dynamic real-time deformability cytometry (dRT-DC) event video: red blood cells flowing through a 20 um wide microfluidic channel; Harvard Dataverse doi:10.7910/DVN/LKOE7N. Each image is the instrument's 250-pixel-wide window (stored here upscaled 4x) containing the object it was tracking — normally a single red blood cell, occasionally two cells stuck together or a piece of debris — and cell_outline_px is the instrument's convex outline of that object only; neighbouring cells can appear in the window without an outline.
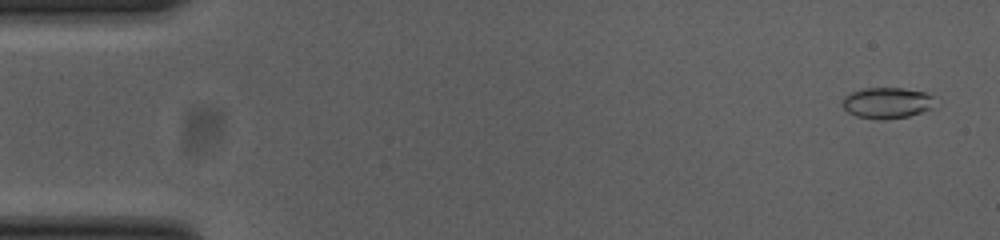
{"species": "common noctule bat (a hibernating species)", "species_latin": "Nyctalus noctula", "temperature_condition": "cold", "stored_images_in_passage": 55, "camera_frame_rate_fps": 3000, "um_per_image_px": 0.085, "animal": {"sex": "female", "body_mass_g": 23.0, "forearm_length_mm": 53.4}, "frame": {"image": 1, "passage_image": 2, "time_ms": 0.333, "image_size_px": [1000, 240], "cell_outline_px": [[932, 108], [908, 116], [884, 120], [880, 120], [856, 116], [848, 112], [840, 104], [844, 96], [852, 92], [864, 88], [904, 88], [924, 92], [932, 96]], "centroid_in_image_um": [75.33, 8.75], "position_along_channel_um": 9.7, "area_um2": 16.65}}
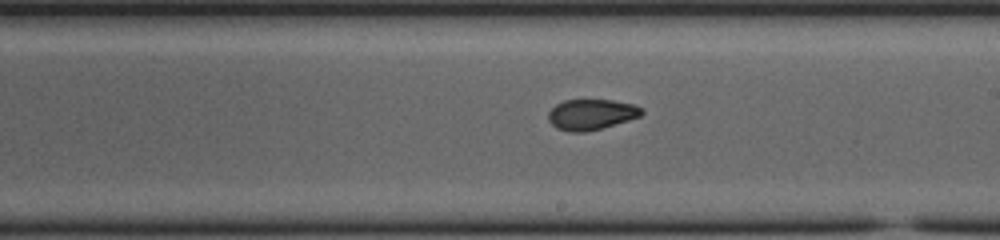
{"frame": {"image": 2, "passage_image": 31, "time_ms": 10.0, "image_size_px": [1000, 240], "cell_outline_px": [[644, 112], [640, 116], [628, 120], [600, 128], [584, 132], [572, 132], [556, 128], [548, 120], [548, 112], [556, 104], [564, 100], [612, 100], [636, 104]], "centroid_in_image_um": [50.24, 9.72], "position_along_channel_um": 238.8, "area_um2": 16.53}}
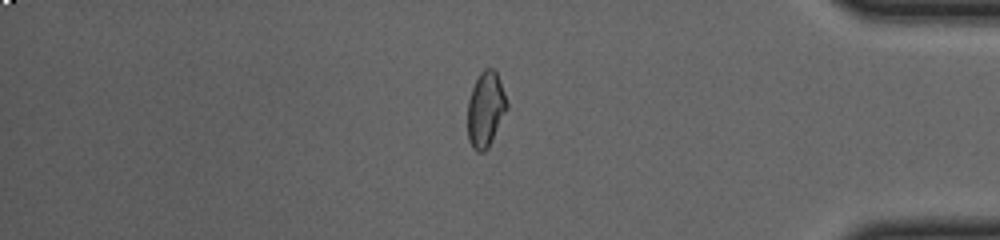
{"frame": {"image": 3, "passage_image": 46, "time_ms": 15.0, "image_size_px": [1000, 240], "cell_outline_px": [[508, 108], [488, 148], [484, 152], [476, 152], [472, 148], [468, 140], [468, 100], [472, 88], [480, 72], [484, 68], [492, 68], [496, 72], [500, 80], [508, 100]], "centroid_in_image_um": [41.28, 9.3], "position_along_channel_um": 393.9, "area_um2": 17.4}, "authors_computed_cell_mechanics": {"area_um2": 16.7042, "velocity_mm_per_s": 3.7172, "shape_relaxation_time_tau1_ms": null, "shape_relaxation_time_tau2_ms": 2.1473, "deformation_change_tau1": null, "deformation_change_tau2": 0.061}}